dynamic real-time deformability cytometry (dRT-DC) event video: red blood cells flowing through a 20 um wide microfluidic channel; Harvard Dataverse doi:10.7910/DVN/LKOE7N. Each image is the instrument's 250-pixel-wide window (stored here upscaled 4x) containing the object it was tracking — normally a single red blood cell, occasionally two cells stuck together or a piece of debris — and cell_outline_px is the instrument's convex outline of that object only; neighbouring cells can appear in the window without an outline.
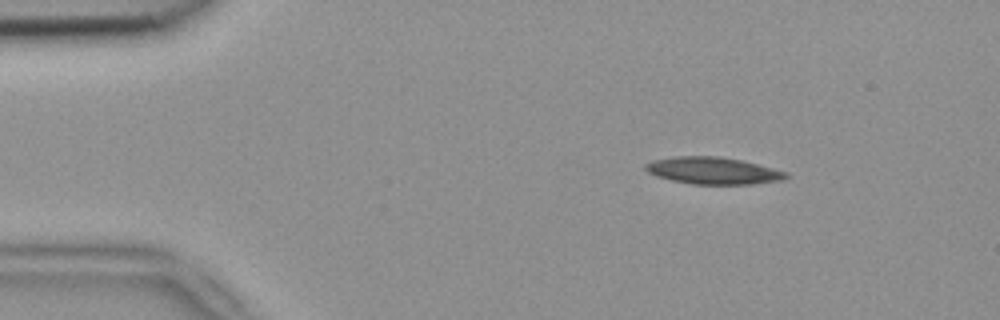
{"species": "common noctule bat (a hibernating species)", "species_latin": "Nyctalus noctula", "temperature_condition": "room temperature", "stored_images_in_passage": 3, "camera_frame_rate_fps": 3000, "um_per_image_px": 0.085, "animal": {"sex": "female", "body_mass_g": 18.4}, "frame": {"image": 1, "passage_image": 1, "time_ms": 0.0, "image_size_px": [1000, 320], "cell_outline_px": [[788, 176], [784, 180], [752, 184], [692, 184], [672, 180], [656, 176], [648, 172], [644, 168], [644, 164], [652, 160], [672, 156], [720, 156], [740, 160], [788, 172]], "centroid_in_image_um": [60.58, 14.5], "position_along_channel_um": 24.4, "area_um2": 22.14}}